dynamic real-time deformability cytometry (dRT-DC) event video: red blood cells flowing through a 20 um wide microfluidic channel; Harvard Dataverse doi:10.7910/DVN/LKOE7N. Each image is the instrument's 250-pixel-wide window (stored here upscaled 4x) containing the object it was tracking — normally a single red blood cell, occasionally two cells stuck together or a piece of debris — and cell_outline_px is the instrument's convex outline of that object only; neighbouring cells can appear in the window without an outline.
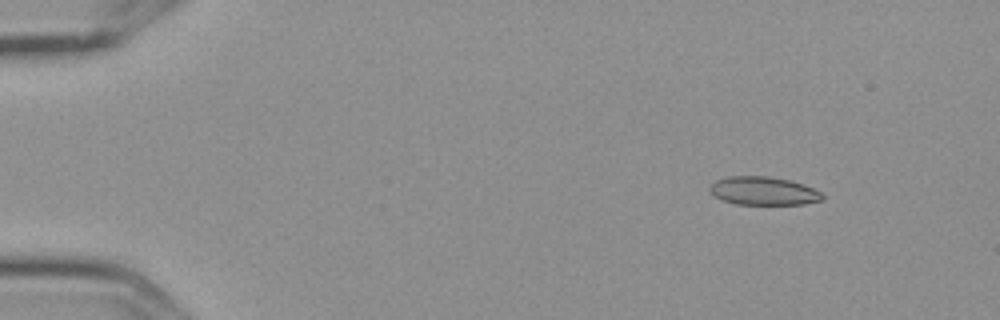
{"species": "Egyptian fruit bat (a non-hibernating species)", "species_latin": "Rousettus aegyptiacus", "temperature_condition": "cold", "stored_images_in_passage": 5, "camera_frame_rate_fps": 3000, "um_per_image_px": 0.085, "frame": {"image": 1, "passage_image": 2, "time_ms": 0.333, "image_size_px": [1000, 320], "cell_outline_px": [[824, 200], [804, 204], [736, 204], [724, 200], [716, 196], [708, 188], [716, 180], [728, 176], [768, 176], [788, 180], [804, 184], [820, 192], [824, 196]], "centroid_in_image_um": [64.92, 16.22], "position_along_channel_um": 20.1, "area_um2": 18.44}}
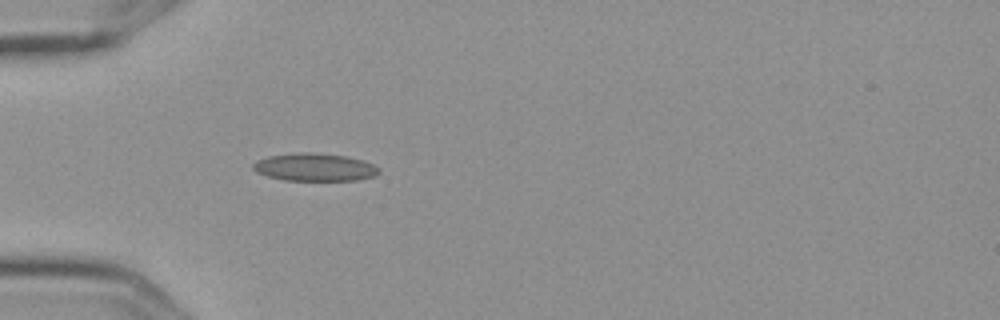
{"frame": {"image": 2, "passage_image": 5, "time_ms": 1.333, "image_size_px": [1000, 320], "cell_outline_px": [[380, 172], [376, 176], [356, 180], [284, 180], [268, 176], [256, 172], [252, 168], [252, 164], [256, 160], [268, 156], [296, 152], [308, 152], [348, 156], [364, 160], [380, 168]], "centroid_in_image_um": [26.75, 14.2], "position_along_channel_um": 58.2, "area_um2": 20.52}}